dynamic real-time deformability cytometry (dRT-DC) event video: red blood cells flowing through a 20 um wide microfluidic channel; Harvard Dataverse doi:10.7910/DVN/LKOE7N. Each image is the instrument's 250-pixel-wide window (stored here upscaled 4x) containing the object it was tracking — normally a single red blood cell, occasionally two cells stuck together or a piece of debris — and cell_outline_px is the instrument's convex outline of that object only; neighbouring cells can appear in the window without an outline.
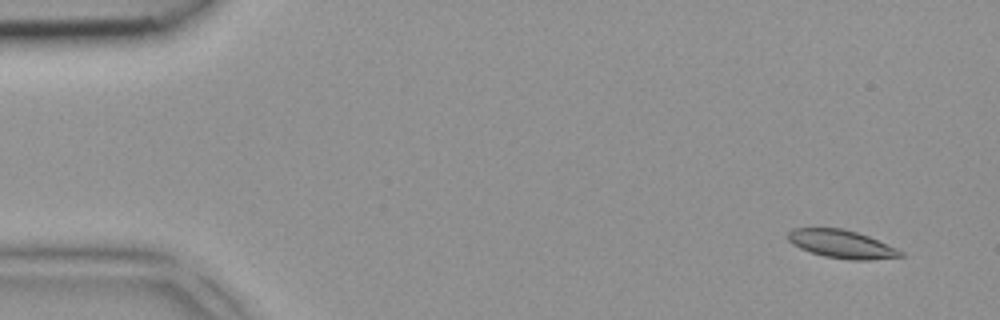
{"species": "common noctule bat (a hibernating species)", "species_latin": "Nyctalus noctula", "temperature_condition": "room temperature", "stored_images_in_passage": 3, "camera_frame_rate_fps": 3000, "um_per_image_px": 0.085, "animal": {"sex": "female", "body_mass_g": 18.4}, "frame": {"image": 1, "passage_image": 3, "time_ms": 0.667, "image_size_px": [1000, 320], "cell_outline_px": [[904, 256], [868, 260], [852, 260], [824, 256], [800, 248], [792, 244], [788, 240], [788, 232], [792, 228], [844, 228], [868, 236], [896, 248], [904, 252]], "centroid_in_image_um": [71.53, 20.74], "position_along_channel_um": 13.5, "area_um2": 18.32}}